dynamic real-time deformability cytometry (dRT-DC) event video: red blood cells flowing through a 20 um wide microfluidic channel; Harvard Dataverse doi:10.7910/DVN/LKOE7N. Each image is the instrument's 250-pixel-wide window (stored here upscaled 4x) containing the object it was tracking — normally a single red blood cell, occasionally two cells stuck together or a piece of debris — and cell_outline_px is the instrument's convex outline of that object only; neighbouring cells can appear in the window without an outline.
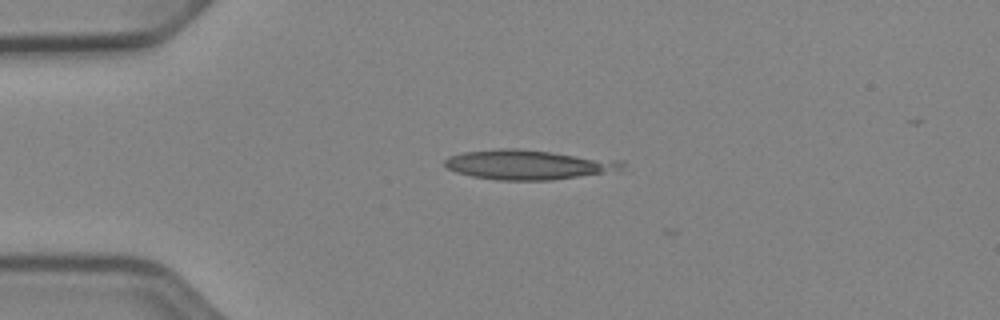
{"species": "Egyptian fruit bat (a non-hibernating species)", "species_latin": "Rousettus aegyptiacus", "temperature_condition": "cold", "stored_images_in_passage": 40, "camera_frame_rate_fps": 3000, "um_per_image_px": 0.085, "animal": {"sex": "female"}, "frame": {"image": 1, "passage_image": 2, "time_ms": 0.333, "image_size_px": [1000, 320], "cell_outline_px": [[624, 164], [620, 168], [600, 172], [552, 180], [496, 180], [472, 176], [456, 172], [448, 168], [444, 164], [444, 160], [448, 156], [464, 152], [500, 148], [520, 148], [624, 160]], "centroid_in_image_um": [44.82, 13.97], "position_along_channel_um": 40.2, "area_um2": 30.35}}
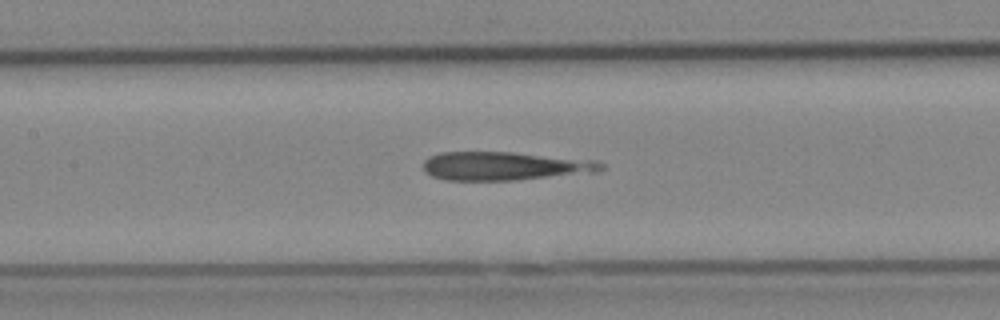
{"frame": {"image": 2, "passage_image": 14, "time_ms": 4.333, "image_size_px": [1000, 320], "cell_outline_px": [[604, 168], [596, 172], [516, 180], [444, 180], [432, 176], [424, 172], [424, 160], [428, 156], [440, 152], [512, 152], [596, 160], [604, 164]], "centroid_in_image_um": [42.87, 14.11], "position_along_channel_um": 164.5, "area_um2": 29.65}}
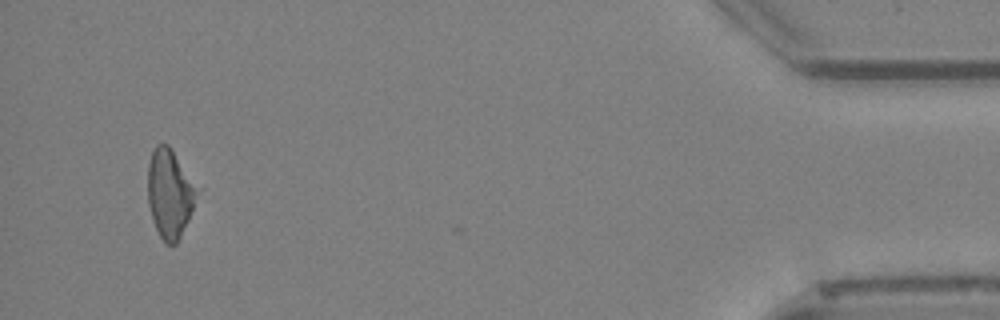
{"frame": {"image": 3, "passage_image": 39, "time_ms": 12.667, "image_size_px": [1000, 320], "cell_outline_px": [[196, 192], [192, 208], [188, 220], [176, 244], [168, 244], [160, 236], [152, 220], [148, 204], [148, 164], [152, 152], [156, 144], [168, 144], [196, 188]], "centroid_in_image_um": [14.37, 16.46], "position_along_channel_um": 420.8, "area_um2": 24.45}}